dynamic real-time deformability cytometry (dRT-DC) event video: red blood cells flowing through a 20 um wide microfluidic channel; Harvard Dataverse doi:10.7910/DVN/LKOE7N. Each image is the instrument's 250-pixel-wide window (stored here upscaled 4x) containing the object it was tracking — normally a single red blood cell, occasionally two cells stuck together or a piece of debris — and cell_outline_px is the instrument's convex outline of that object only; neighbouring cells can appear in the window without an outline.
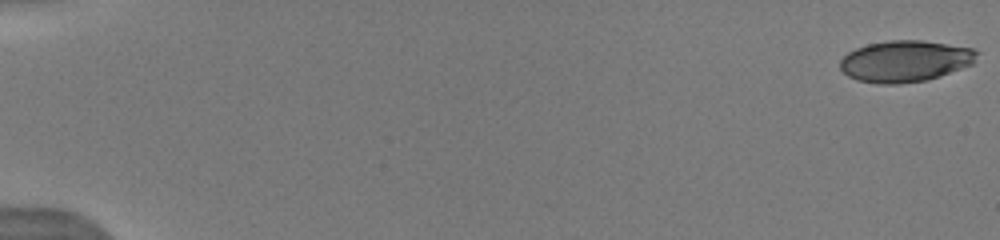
{"species": "human", "species_latin": "Homo sapiens", "temperature_condition": "warm", "stored_images_in_passage": 14, "camera_frame_rate_fps": 3000, "um_per_image_px": 0.085, "donor": {"sex": "male"}, "frame": {"image": 1, "passage_image": 1, "time_ms": 0.0, "image_size_px": [1000, 240], "cell_outline_px": [[980, 52], [972, 64], [940, 76], [928, 80], [900, 84], [880, 84], [856, 80], [848, 76], [840, 68], [840, 60], [848, 52], [856, 48], [868, 44], [888, 40], [920, 40], [972, 48]], "centroid_in_image_um": [76.93, 5.2], "position_along_channel_um": 8.1, "area_um2": 33.06}}
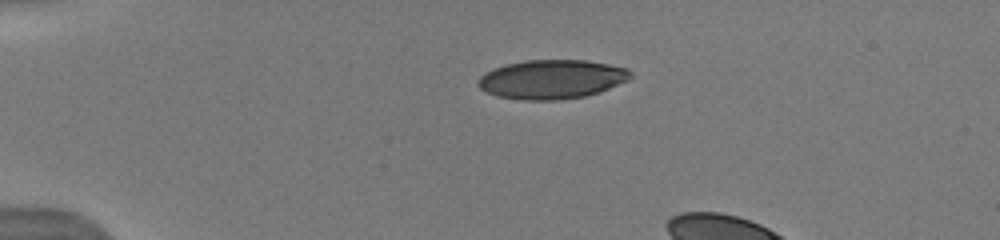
{"frame": {"image": 2, "passage_image": 8, "time_ms": 4.0, "image_size_px": [1000, 240], "cell_outline_px": [[632, 76], [628, 80], [608, 88], [584, 96], [560, 100], [524, 100], [496, 96], [480, 88], [476, 84], [476, 80], [484, 72], [492, 68], [524, 60], [584, 60], [608, 64], [628, 68], [632, 72]], "centroid_in_image_um": [46.86, 6.73], "position_along_channel_um": 38.1, "area_um2": 34.74}}
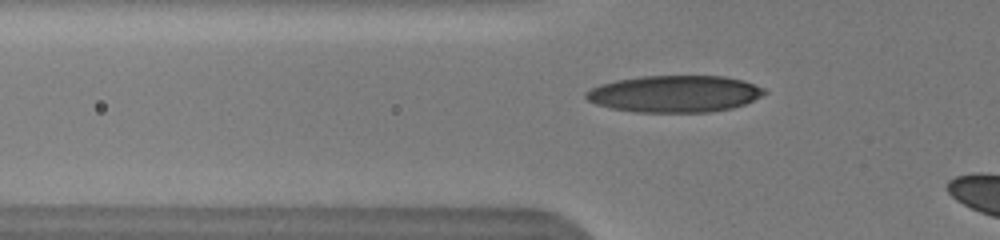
{"frame": {"image": 3, "passage_image": 12, "time_ms": 6.0, "image_size_px": [1000, 240], "cell_outline_px": [[768, 92], [744, 104], [732, 108], [708, 112], [636, 112], [612, 108], [596, 104], [588, 100], [584, 96], [584, 92], [600, 84], [616, 80], [640, 76], [724, 76], [744, 80], [764, 88]], "centroid_in_image_um": [57.34, 7.97], "position_along_channel_um": 68.5, "area_um2": 38.26}}